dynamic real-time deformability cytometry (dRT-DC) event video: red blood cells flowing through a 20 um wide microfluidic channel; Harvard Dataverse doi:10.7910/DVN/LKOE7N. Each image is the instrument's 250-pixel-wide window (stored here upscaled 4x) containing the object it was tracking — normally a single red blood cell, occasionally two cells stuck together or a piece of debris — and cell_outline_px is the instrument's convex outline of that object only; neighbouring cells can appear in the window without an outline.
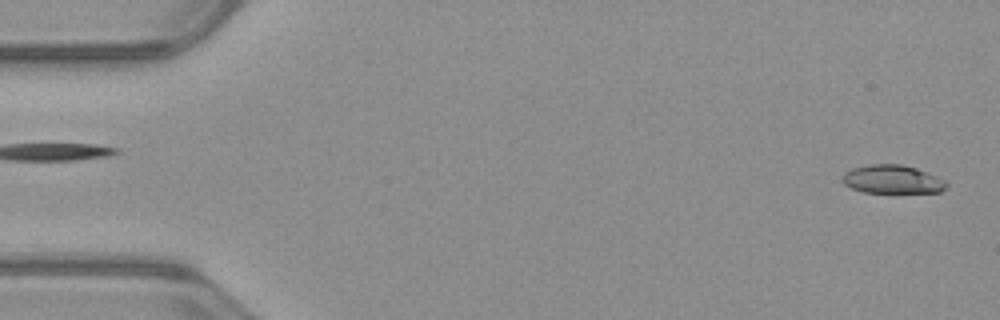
{"species": "common noctule bat (a hibernating species)", "species_latin": "Nyctalus noctula", "temperature_condition": "warm", "stored_images_in_passage": 11, "camera_frame_rate_fps": 3000, "um_per_image_px": 0.085, "animal": {"sex": "male", "body_mass_g": 23.1, "forearm_length_mm": 52.7}, "frame": {"image": 1, "passage_image": 1, "time_ms": 0.0, "image_size_px": [1000, 320], "cell_outline_px": [[948, 184], [940, 192], [864, 192], [852, 188], [844, 184], [840, 180], [844, 172], [852, 168], [868, 164], [900, 164], [916, 168], [928, 172], [948, 180]], "centroid_in_image_um": [75.85, 15.23], "position_along_channel_um": 9.1, "area_um2": 17.4}}